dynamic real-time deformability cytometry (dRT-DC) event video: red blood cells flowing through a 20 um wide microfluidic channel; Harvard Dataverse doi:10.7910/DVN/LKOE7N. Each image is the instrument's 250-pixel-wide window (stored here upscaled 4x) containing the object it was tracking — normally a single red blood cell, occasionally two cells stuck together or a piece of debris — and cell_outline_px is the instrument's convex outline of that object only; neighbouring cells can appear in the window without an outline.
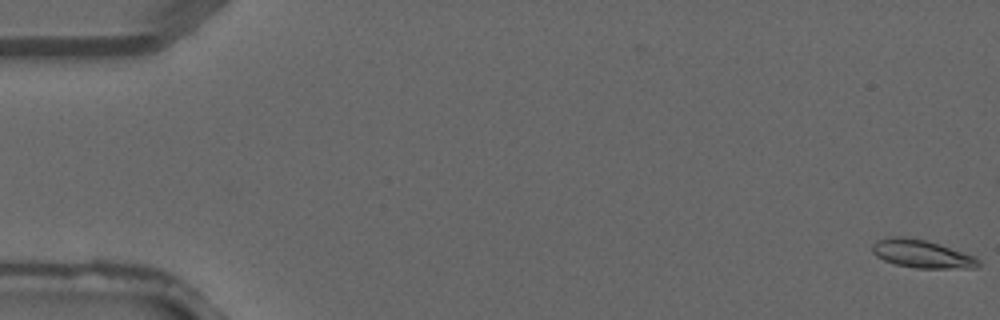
{"species": "common noctule bat (a hibernating species)", "species_latin": "Nyctalus noctula", "temperature_condition": "warm", "stored_images_in_passage": 4, "camera_frame_rate_fps": 3000, "um_per_image_px": 0.085, "animal": {"sex": "male", "forearm_length_mm": 52.5}, "frame": {"image": 1, "passage_image": 1, "time_ms": 0.0, "image_size_px": [1000, 320], "cell_outline_px": [[980, 264], [976, 268], [916, 268], [896, 264], [884, 260], [876, 256], [872, 252], [872, 244], [876, 240], [892, 236], [904, 236], [924, 240], [940, 244], [976, 256], [980, 260]], "centroid_in_image_um": [78.36, 21.57], "position_along_channel_um": 6.6, "area_um2": 17.46}}
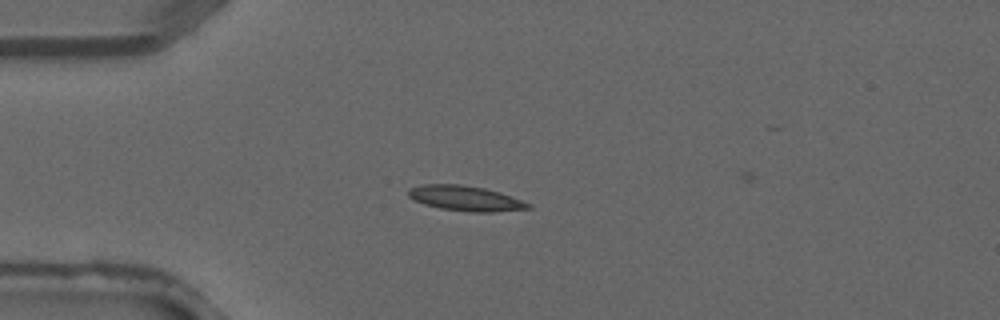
{"frame": {"image": 2, "passage_image": 4, "time_ms": 1.0, "image_size_px": [1000, 320], "cell_outline_px": [[532, 208], [492, 212], [468, 212], [440, 208], [424, 204], [408, 196], [408, 192], [412, 188], [424, 184], [460, 184], [484, 188], [500, 192], [532, 204]], "centroid_in_image_um": [39.6, 16.86], "position_along_channel_um": 45.4, "area_um2": 17.4}}